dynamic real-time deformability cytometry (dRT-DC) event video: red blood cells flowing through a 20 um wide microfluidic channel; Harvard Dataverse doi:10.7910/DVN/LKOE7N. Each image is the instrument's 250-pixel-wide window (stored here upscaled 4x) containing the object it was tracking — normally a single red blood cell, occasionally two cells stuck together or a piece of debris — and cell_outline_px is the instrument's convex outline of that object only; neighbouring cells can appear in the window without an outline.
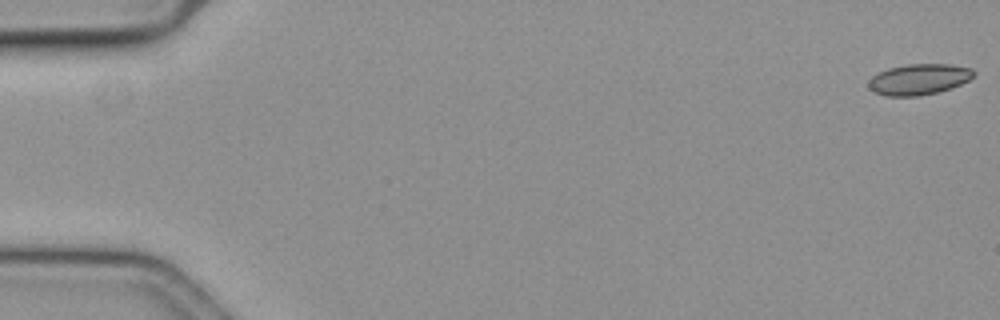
{"species": "common noctule bat (a hibernating species)", "species_latin": "Nyctalus noctula", "temperature_condition": "cold", "stored_images_in_passage": 9, "camera_frame_rate_fps": 3000, "um_per_image_px": 0.085, "animal": {"sex": "female", "body_mass_g": 19.3, "forearm_length_mm": 54.1}, "frame": {"image": 1, "passage_image": 1, "time_ms": 0.0, "image_size_px": [1000, 320], "cell_outline_px": [[976, 72], [968, 80], [960, 84], [936, 92], [916, 96], [888, 96], [876, 92], [868, 88], [868, 80], [872, 76], [888, 68], [908, 64], [948, 64], [972, 68]], "centroid_in_image_um": [78.08, 6.73], "position_along_channel_um": 6.9, "area_um2": 18.67}}